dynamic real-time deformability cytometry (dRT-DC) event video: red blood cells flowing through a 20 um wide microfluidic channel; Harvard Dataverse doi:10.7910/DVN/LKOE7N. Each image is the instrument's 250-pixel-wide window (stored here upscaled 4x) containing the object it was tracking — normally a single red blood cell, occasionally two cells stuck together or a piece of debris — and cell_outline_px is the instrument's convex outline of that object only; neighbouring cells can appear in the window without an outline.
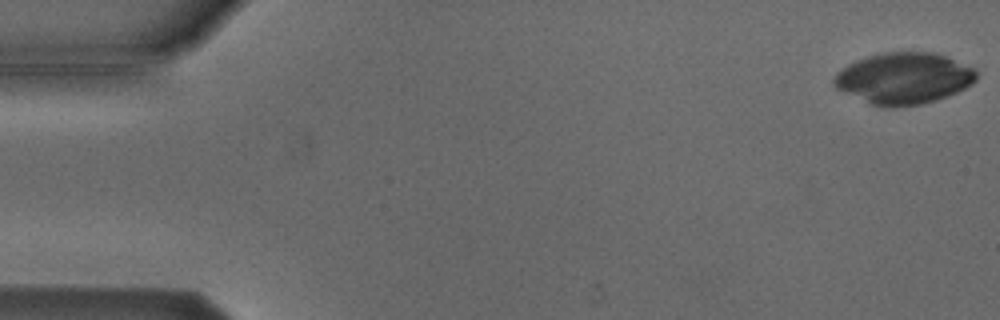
{"species": "Egyptian fruit bat (a non-hibernating species)", "species_latin": "Rousettus aegyptiacus", "temperature_condition": "cold", "stored_images_in_passage": 53, "camera_frame_rate_fps": 3000, "um_per_image_px": 0.085, "animal": {"sex": "male"}, "frame": {"image": 1, "passage_image": 1, "time_ms": 0.0, "image_size_px": [1000, 320], "cell_outline_px": [[976, 80], [972, 84], [956, 92], [920, 104], [872, 104], [836, 88], [832, 84], [832, 80], [836, 72], [848, 64], [856, 60], [880, 52], [936, 52], [976, 68]], "centroid_in_image_um": [76.82, 6.59], "position_along_channel_um": 8.2, "area_um2": 41.79}}